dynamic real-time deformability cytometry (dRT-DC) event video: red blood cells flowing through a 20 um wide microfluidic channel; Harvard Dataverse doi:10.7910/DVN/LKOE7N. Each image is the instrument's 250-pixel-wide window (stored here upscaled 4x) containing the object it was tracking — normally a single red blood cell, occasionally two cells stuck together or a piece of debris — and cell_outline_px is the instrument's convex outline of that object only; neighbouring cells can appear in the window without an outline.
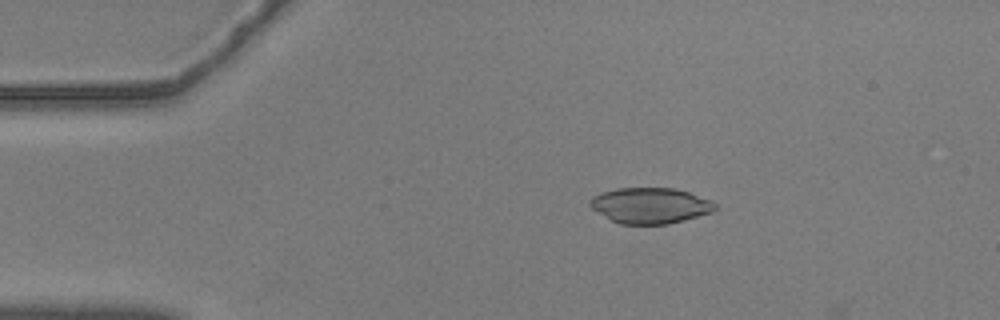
{"species": "common noctule bat (a hibernating species)", "species_latin": "Nyctalus noctula", "temperature_condition": "warm", "stored_images_in_passage": 14, "camera_frame_rate_fps": 3000, "um_per_image_px": 0.085, "animal": {"sex": "male", "body_mass_g": 20.5, "forearm_length_mm": 52.5}, "frame": {"image": 1, "passage_image": 10, "time_ms": 3.0, "image_size_px": [1000, 320], "cell_outline_px": [[716, 208], [712, 212], [684, 220], [668, 224], [620, 224], [608, 220], [592, 208], [588, 204], [588, 200], [592, 196], [616, 188], [676, 188], [712, 200], [716, 204]], "centroid_in_image_um": [55.24, 17.47], "position_along_channel_um": 29.8, "area_um2": 26.24}}